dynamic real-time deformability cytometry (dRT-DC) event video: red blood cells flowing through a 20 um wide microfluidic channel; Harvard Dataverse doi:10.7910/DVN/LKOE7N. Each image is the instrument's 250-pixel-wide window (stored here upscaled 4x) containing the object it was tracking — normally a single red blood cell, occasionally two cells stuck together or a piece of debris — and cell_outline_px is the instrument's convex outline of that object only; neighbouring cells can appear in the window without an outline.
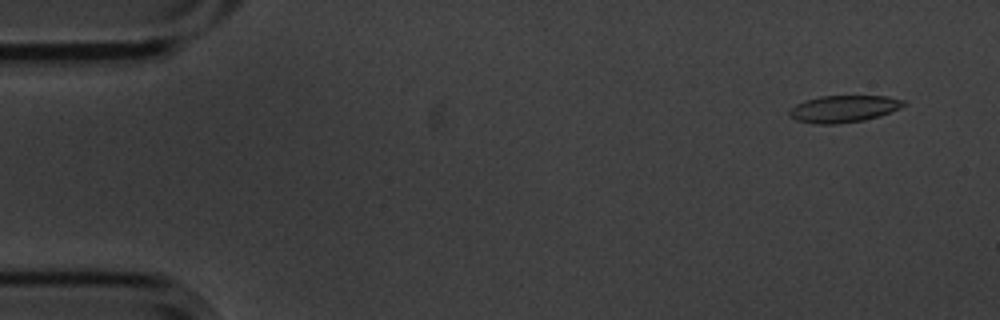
{"species": "common noctule bat (a hibernating species)", "species_latin": "Nyctalus noctula", "temperature_condition": "cold", "stored_images_in_passage": 56, "camera_frame_rate_fps": 3000, "um_per_image_px": 0.085, "animal": {"sex": "male", "body_mass_g": 20.1, "forearm_length_mm": 53.5}, "frame": {"image": 1, "passage_image": 4, "time_ms": 1.0, "image_size_px": [1000, 320], "cell_outline_px": [[908, 104], [900, 108], [880, 116], [864, 120], [836, 124], [812, 124], [796, 120], [788, 116], [788, 112], [796, 104], [804, 100], [820, 96], [888, 96], [904, 100]], "centroid_in_image_um": [71.71, 9.25], "position_along_channel_um": 13.3, "area_um2": 18.15}}
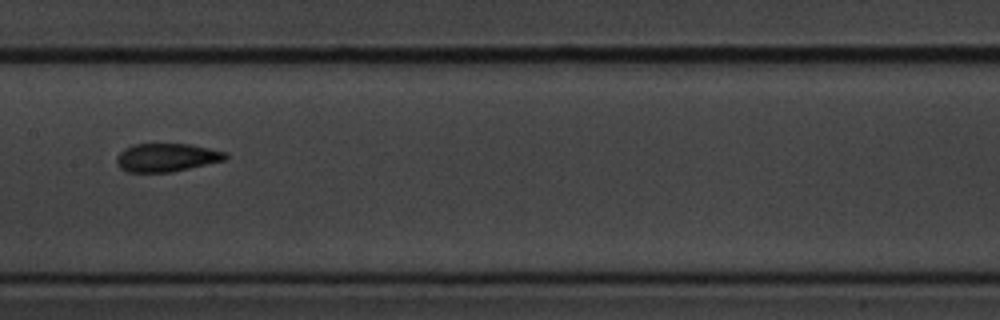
{"frame": {"image": 2, "passage_image": 28, "time_ms": 9.0, "image_size_px": [1000, 320], "cell_outline_px": [[228, 156], [224, 160], [172, 172], [128, 172], [120, 168], [116, 164], [116, 156], [124, 148], [132, 144], [192, 144], [228, 152]], "centroid_in_image_um": [14.14, 13.38], "position_along_channel_um": 193.3, "area_um2": 18.09}}
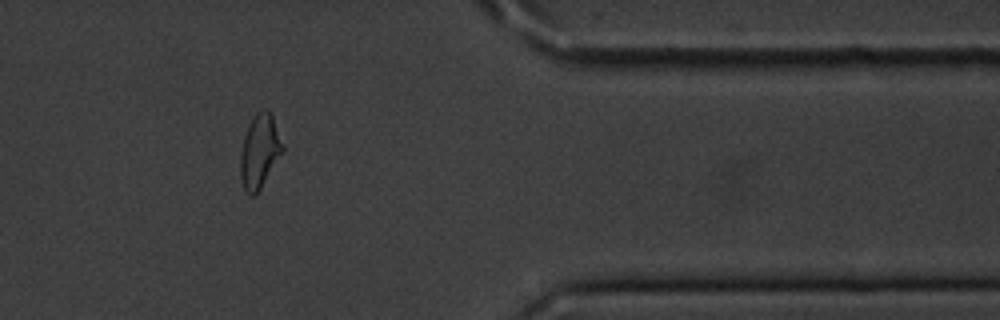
{"frame": {"image": 3, "passage_image": 46, "time_ms": 15.0, "image_size_px": [1000, 320], "cell_outline_px": [[284, 152], [260, 188], [252, 196], [248, 196], [244, 188], [240, 176], [240, 156], [244, 136], [256, 112], [268, 108], [272, 116], [284, 148]], "centroid_in_image_um": [22.07, 12.87], "position_along_channel_um": 389.3, "area_um2": 17.86}, "authors_computed_cell_mechanics": {"area_um2": 18.1781, "velocity_mm_per_s": 3.6071, "shape_relaxation_time_tau1_ms": 9.9609, "shape_relaxation_time_tau2_ms": 2.7544, "deformation_change_tau1": 0.2467, "deformation_change_tau2": 0.0992}}